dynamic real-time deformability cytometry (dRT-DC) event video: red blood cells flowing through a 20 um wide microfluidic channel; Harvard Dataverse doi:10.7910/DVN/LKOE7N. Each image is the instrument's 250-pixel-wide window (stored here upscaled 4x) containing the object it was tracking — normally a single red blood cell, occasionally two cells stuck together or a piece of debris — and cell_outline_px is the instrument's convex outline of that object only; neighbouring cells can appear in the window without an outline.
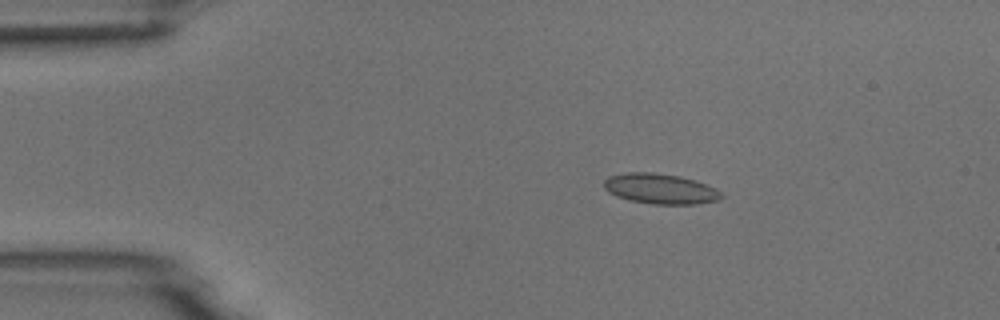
{"species": "common noctule bat (a hibernating species)", "species_latin": "Nyctalus noctula", "temperature_condition": "room temperature", "stored_images_in_passage": 8, "camera_frame_rate_fps": 3000, "um_per_image_px": 0.085, "animal": {"sex": "male", "body_mass_g": 18.8}, "frame": {"image": 1, "passage_image": 3, "time_ms": 2.333, "image_size_px": [1000, 320], "cell_outline_px": [[724, 196], [720, 200], [696, 204], [652, 204], [628, 200], [616, 196], [608, 192], [604, 188], [604, 180], [608, 176], [628, 172], [656, 172], [680, 176], [696, 180], [716, 188]], "centroid_in_image_um": [56.13, 16.04], "position_along_channel_um": 28.9, "area_um2": 20.98}}
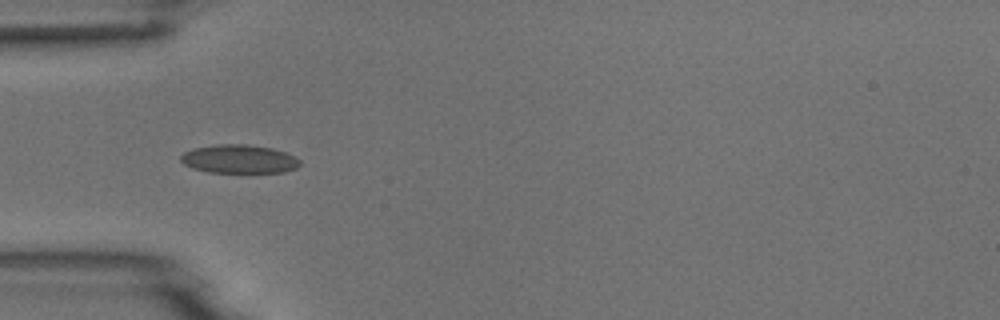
{"frame": {"image": 2, "passage_image": 5, "time_ms": 4.667, "image_size_px": [1000, 320], "cell_outline_px": [[300, 164], [296, 168], [284, 172], [208, 172], [192, 168], [184, 164], [180, 160], [180, 156], [184, 152], [196, 148], [216, 144], [244, 144], [272, 148], [284, 152], [300, 160]], "centroid_in_image_um": [20.3, 13.52], "position_along_channel_um": 64.7, "area_um2": 19.65}}